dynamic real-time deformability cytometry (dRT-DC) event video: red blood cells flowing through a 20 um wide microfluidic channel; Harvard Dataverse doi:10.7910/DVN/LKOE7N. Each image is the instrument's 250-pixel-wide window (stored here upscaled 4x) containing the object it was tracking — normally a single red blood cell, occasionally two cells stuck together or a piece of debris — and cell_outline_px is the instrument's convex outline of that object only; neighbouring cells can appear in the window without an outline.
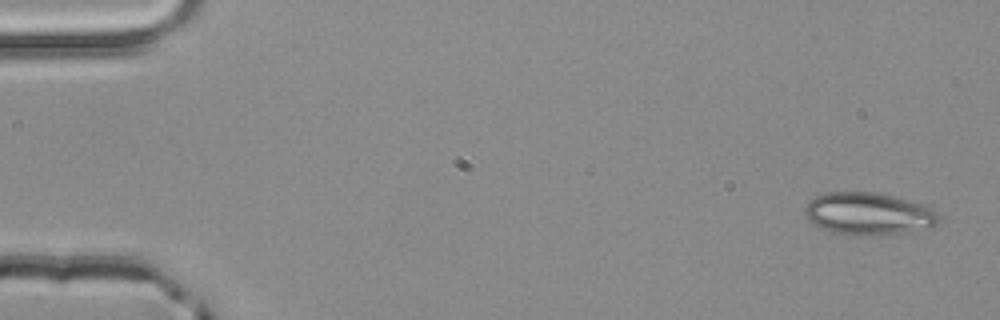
{"species": "common noctule bat (a hibernating species)", "species_latin": "Nyctalus noctula", "temperature_condition": "room temperature", "stored_images_in_passage": 4, "camera_frame_rate_fps": 3000, "um_per_image_px": 0.085, "animal": {"sex": "male", "body_mass_g": 20.4}, "frame": {"image": 1, "passage_image": 1, "time_ms": 0.0, "image_size_px": [1000, 320], "cell_outline_px": [[940, 220], [936, 224], [928, 228], [904, 232], [868, 236], [832, 232], [820, 228], [808, 220], [804, 216], [804, 208], [808, 200], [816, 196], [828, 192], [876, 192], [920, 204], [932, 208], [940, 216]], "centroid_in_image_um": [73.77, 18.17], "position_along_channel_um": 11.2, "area_um2": 32.95}}